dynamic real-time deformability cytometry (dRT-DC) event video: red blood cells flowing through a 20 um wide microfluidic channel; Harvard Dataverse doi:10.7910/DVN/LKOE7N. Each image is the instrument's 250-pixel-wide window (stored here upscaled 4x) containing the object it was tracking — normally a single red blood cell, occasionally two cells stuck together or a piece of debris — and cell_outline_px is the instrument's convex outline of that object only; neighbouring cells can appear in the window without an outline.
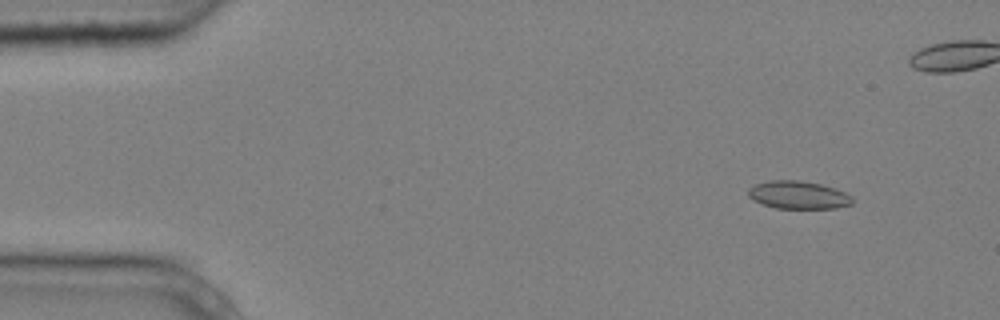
{"species": "common noctule bat (a hibernating species)", "species_latin": "Nyctalus noctula", "temperature_condition": "cold", "stored_images_in_passage": 5, "camera_frame_rate_fps": 3000, "um_per_image_px": 0.085, "animal": {"sex": "male", "body_mass_g": 20.4}, "frame": {"image": 1, "passage_image": 1, "time_ms": 0.0, "image_size_px": [1000, 320], "cell_outline_px": [[852, 204], [836, 208], [776, 208], [752, 200], [748, 196], [748, 188], [756, 184], [768, 180], [800, 180], [820, 184], [836, 188], [852, 196]], "centroid_in_image_um": [67.84, 16.56], "position_along_channel_um": 17.2, "area_um2": 16.94}}